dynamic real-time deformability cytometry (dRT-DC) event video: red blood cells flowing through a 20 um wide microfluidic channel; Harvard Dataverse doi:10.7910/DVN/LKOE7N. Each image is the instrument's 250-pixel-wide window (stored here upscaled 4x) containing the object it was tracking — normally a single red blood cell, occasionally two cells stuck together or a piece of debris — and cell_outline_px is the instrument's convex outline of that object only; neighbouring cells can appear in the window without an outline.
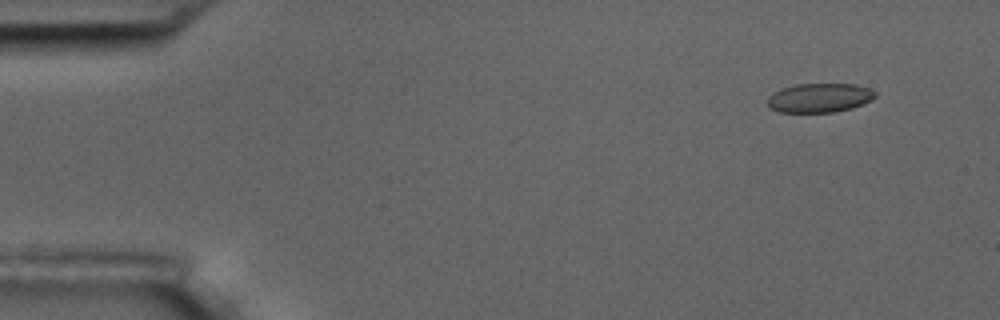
{"species": "common noctule bat (a hibernating species)", "species_latin": "Nyctalus noctula", "temperature_condition": "room temperature", "stored_images_in_passage": 5, "camera_frame_rate_fps": 3000, "um_per_image_px": 0.085, "animal": {"sex": "male", "body_mass_g": 17.5, "forearm_length_mm": 52.3}, "frame": {"image": 1, "passage_image": 2, "time_ms": 1.333, "image_size_px": [1000, 320], "cell_outline_px": [[876, 96], [872, 100], [864, 104], [852, 108], [836, 112], [780, 112], [768, 108], [768, 96], [772, 92], [796, 84], [856, 84], [868, 88], [876, 92]], "centroid_in_image_um": [69.66, 8.32], "position_along_channel_um": 15.3, "area_um2": 18.44}}
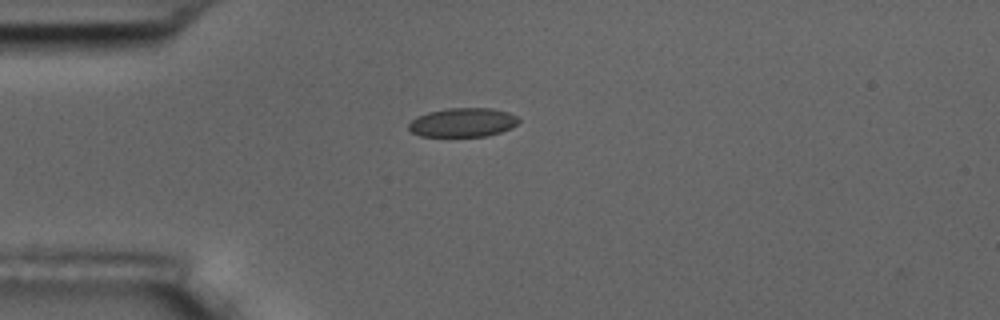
{"frame": {"image": 2, "passage_image": 5, "time_ms": 4.667, "image_size_px": [1000, 320], "cell_outline_px": [[520, 120], [512, 128], [500, 132], [484, 136], [420, 136], [412, 132], [408, 128], [408, 124], [416, 116], [428, 112], [448, 108], [492, 108], [508, 112], [516, 116]], "centroid_in_image_um": [39.33, 10.4], "position_along_channel_um": 45.7, "area_um2": 18.55}}